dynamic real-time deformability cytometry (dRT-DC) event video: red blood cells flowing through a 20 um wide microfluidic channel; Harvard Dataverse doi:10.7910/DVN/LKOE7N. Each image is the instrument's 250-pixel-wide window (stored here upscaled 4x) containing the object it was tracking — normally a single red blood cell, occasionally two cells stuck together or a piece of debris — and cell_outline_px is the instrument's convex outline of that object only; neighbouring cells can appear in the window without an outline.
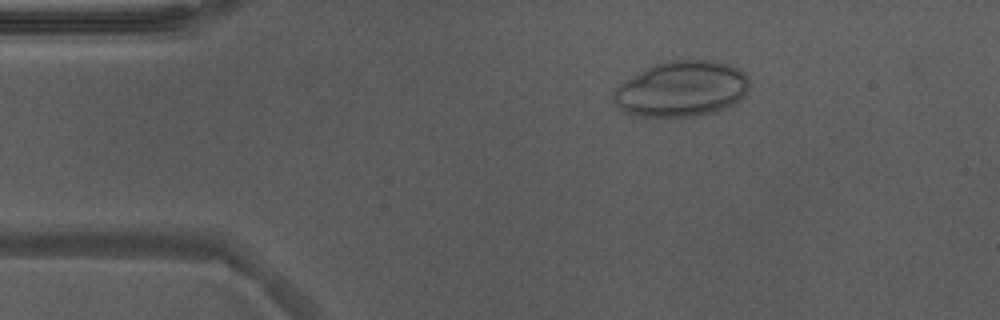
{"species": "Egyptian fruit bat (a non-hibernating species)", "species_latin": "Rousettus aegyptiacus", "temperature_condition": "warm", "stored_images_in_passage": 51, "camera_frame_rate_fps": 3000, "um_per_image_px": 0.085, "animal": {"sex": "male"}, "frame": {"image": 1, "passage_image": 8, "time_ms": 2.333, "image_size_px": [1000, 320], "cell_outline_px": [[748, 88], [744, 96], [740, 100], [716, 112], [696, 116], [636, 116], [624, 112], [612, 100], [612, 92], [624, 80], [656, 64], [668, 60], [716, 60], [728, 64], [744, 72], [748, 76]], "centroid_in_image_um": [57.93, 7.56], "position_along_channel_um": 27.1, "area_um2": 44.04}}
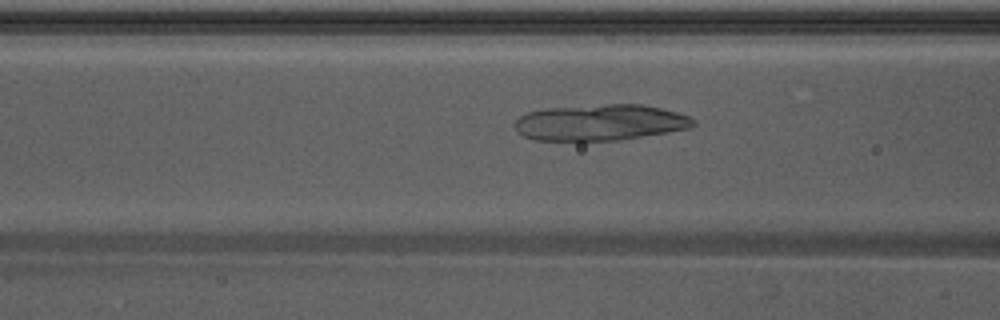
{"frame": {"image": 2, "passage_image": 19, "time_ms": 6.0, "image_size_px": [1000, 320], "cell_outline_px": [[696, 124], [692, 128], [668, 132], [616, 140], [536, 140], [524, 136], [516, 132], [512, 124], [520, 116], [528, 112], [544, 108], [604, 104], [640, 104], [660, 108], [676, 112], [688, 116], [696, 120]], "centroid_in_image_um": [50.99, 10.4], "position_along_channel_um": 115.6, "area_um2": 37.63}}
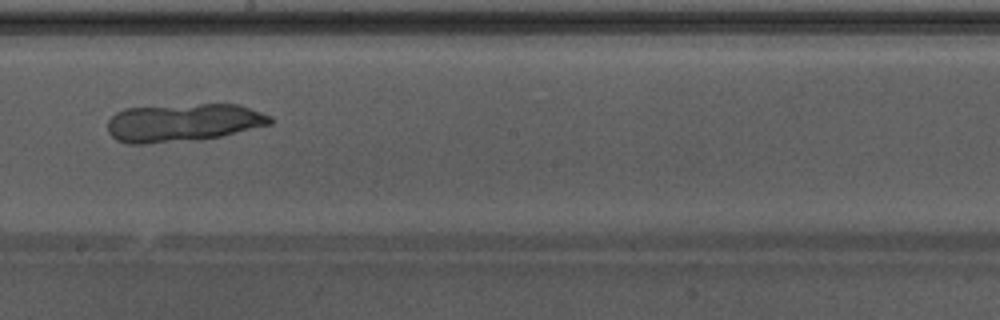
{"frame": {"image": 3, "passage_image": 28, "time_ms": 9.0, "image_size_px": [1000, 320], "cell_outline_px": [[272, 124], [220, 136], [196, 140], [144, 144], [128, 144], [116, 140], [108, 132], [108, 120], [116, 112], [124, 108], [200, 104], [240, 104], [272, 116]], "centroid_in_image_um": [15.56, 10.42], "position_along_channel_um": 232.6, "area_um2": 36.18}}